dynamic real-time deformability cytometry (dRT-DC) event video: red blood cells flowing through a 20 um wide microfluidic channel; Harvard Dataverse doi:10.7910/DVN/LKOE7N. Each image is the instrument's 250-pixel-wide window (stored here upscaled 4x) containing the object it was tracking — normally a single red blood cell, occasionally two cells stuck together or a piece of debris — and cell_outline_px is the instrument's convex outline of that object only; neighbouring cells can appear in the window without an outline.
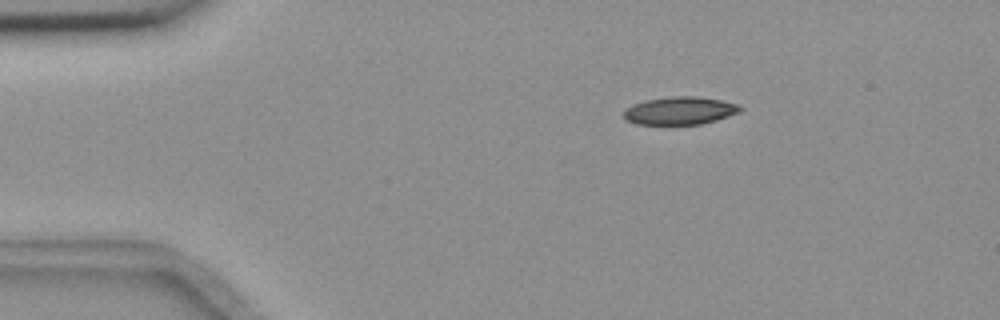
{"species": "common noctule bat (a hibernating species)", "species_latin": "Nyctalus noctula", "temperature_condition": "room temperature", "stored_images_in_passage": 47, "camera_frame_rate_fps": 3000, "um_per_image_px": 0.085, "animal": {"sex": "female", "body_mass_g": 18.4}, "frame": {"image": 1, "passage_image": 1, "time_ms": 0.0, "image_size_px": [1000, 320], "cell_outline_px": [[744, 108], [740, 112], [716, 120], [700, 124], [636, 124], [624, 120], [624, 108], [632, 104], [644, 100], [672, 96], [700, 96], [740, 104]], "centroid_in_image_um": [57.78, 9.4], "position_along_channel_um": 27.2, "area_um2": 19.13}}
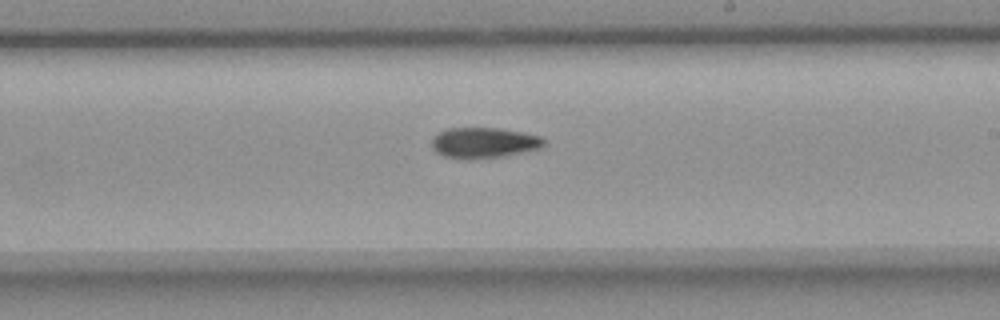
{"frame": {"image": 2, "passage_image": 24, "time_ms": 7.667, "image_size_px": [1000, 320], "cell_outline_px": [[548, 144], [540, 148], [524, 152], [500, 156], [444, 156], [436, 152], [432, 148], [432, 136], [448, 128], [496, 128], [520, 132], [540, 136], [548, 140]], "centroid_in_image_um": [41.19, 12.09], "position_along_channel_um": 247.8, "area_um2": 19.31}}
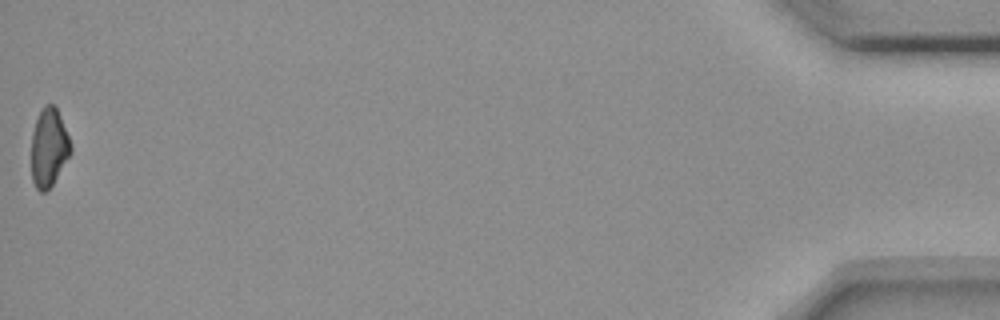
{"frame": {"image": 3, "passage_image": 47, "time_ms": 15.333, "image_size_px": [1000, 320], "cell_outline_px": [[72, 152], [52, 184], [44, 192], [40, 192], [36, 188], [32, 180], [32, 132], [36, 120], [44, 104], [56, 104], [72, 144]], "centroid_in_image_um": [4.17, 12.5], "position_along_channel_um": 431.0, "area_um2": 18.03}, "authors_computed_cell_mechanics": {"area_um2": 19.5364, "velocity_mm_per_s": 3.6762, "shape_relaxation_time_tau1_ms": 7.4723, "shape_relaxation_time_tau2_ms": 10.8526, "deformation_change_tau1": 0.1691, "deformation_change_tau2": 0.1749}}